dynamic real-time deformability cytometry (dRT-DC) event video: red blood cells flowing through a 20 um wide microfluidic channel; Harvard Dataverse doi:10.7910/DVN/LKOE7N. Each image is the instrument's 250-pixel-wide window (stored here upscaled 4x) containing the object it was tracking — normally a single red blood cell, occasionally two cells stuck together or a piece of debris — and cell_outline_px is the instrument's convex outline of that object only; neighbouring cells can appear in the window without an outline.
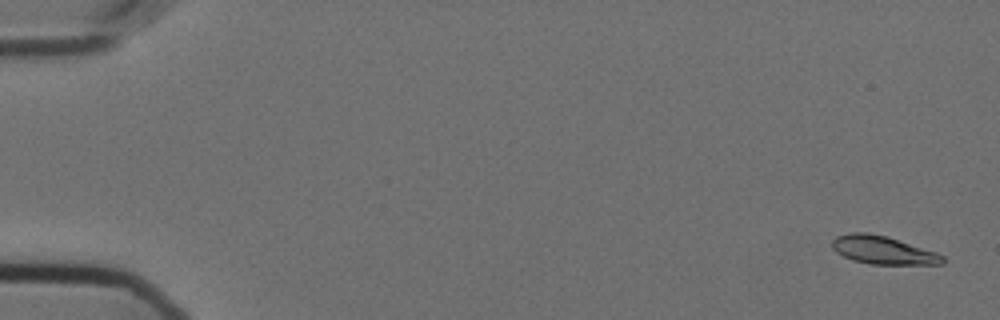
{"species": "Egyptian fruit bat (a non-hibernating species)", "species_latin": "Rousettus aegyptiacus", "temperature_condition": "cold", "stored_images_in_passage": 33, "camera_frame_rate_fps": 3000, "um_per_image_px": 0.085, "animal": {"sex": "female"}, "frame": {"image": 1, "passage_image": 2, "time_ms": 0.333, "image_size_px": [1000, 320], "cell_outline_px": [[944, 264], [872, 264], [852, 260], [836, 252], [832, 248], [832, 240], [836, 236], [852, 232], [868, 232], [888, 236], [936, 252], [944, 256]], "centroid_in_image_um": [75.04, 21.25], "position_along_channel_um": 10.0, "area_um2": 18.15}}
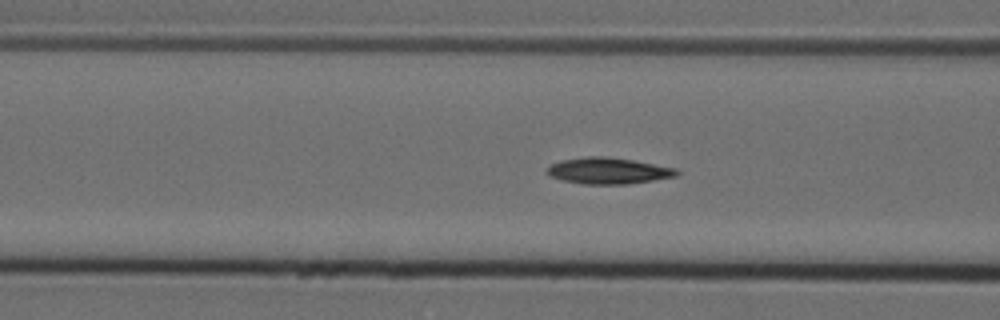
{"frame": {"image": 2, "passage_image": 23, "time_ms": 7.333, "image_size_px": [1000, 320], "cell_outline_px": [[680, 172], [676, 176], [628, 184], [584, 184], [564, 180], [552, 176], [544, 172], [552, 164], [560, 160], [588, 156], [604, 156], [632, 160], [676, 168]], "centroid_in_image_um": [51.7, 14.51], "position_along_channel_um": 114.9, "area_um2": 19.65}}
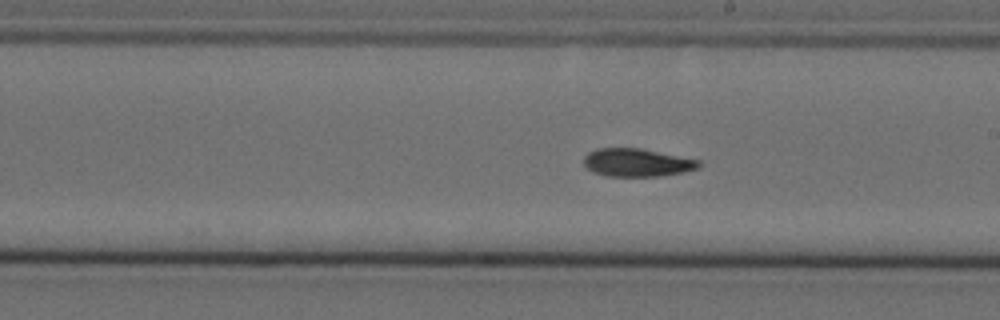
{"frame": {"image": 3, "passage_image": 33, "time_ms": 10.667, "image_size_px": [1000, 320], "cell_outline_px": [[700, 168], [684, 172], [660, 176], [604, 176], [592, 172], [584, 164], [584, 156], [588, 152], [596, 148], [640, 148], [700, 160]], "centroid_in_image_um": [54.13, 13.82], "position_along_channel_um": 234.9, "area_um2": 18.9}}